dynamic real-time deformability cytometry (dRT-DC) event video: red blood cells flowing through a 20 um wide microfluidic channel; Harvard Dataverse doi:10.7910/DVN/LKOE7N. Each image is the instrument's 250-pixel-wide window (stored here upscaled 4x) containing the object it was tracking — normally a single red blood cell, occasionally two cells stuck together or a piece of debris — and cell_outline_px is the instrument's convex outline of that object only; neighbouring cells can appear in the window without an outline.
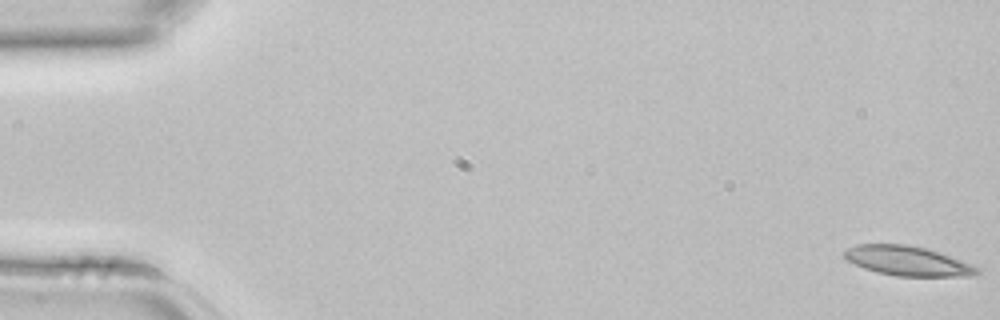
{"species": "common noctule bat (a hibernating species)", "species_latin": "Nyctalus noctula", "temperature_condition": "room temperature", "stored_images_in_passage": 3, "camera_frame_rate_fps": 3000, "um_per_image_px": 0.085, "animal": {"sex": "female", "body_mass_g": 22.7, "forearm_length_mm": 54.2}, "frame": {"image": 1, "passage_image": 1, "time_ms": 0.0, "image_size_px": [1000, 320], "cell_outline_px": [[980, 272], [972, 276], [896, 276], [876, 272], [864, 268], [848, 260], [840, 252], [856, 244], [908, 244], [928, 248], [940, 252], [972, 264], [980, 268]], "centroid_in_image_um": [77.16, 22.17], "position_along_channel_um": 7.8, "area_um2": 23.12}}